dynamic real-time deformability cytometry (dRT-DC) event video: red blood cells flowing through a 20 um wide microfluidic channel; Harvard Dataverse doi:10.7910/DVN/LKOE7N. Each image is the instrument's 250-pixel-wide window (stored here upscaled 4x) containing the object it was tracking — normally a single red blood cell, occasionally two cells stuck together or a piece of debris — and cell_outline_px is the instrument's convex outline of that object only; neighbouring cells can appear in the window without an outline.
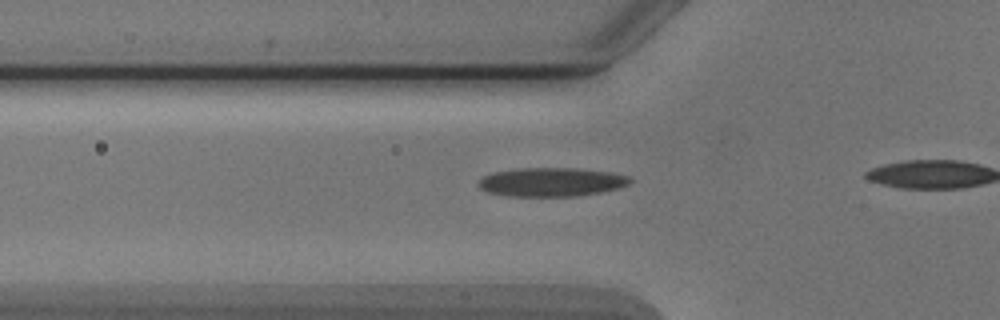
{"species": "Egyptian fruit bat (a non-hibernating species)", "species_latin": "Rousettus aegyptiacus", "temperature_condition": "cold", "stored_images_in_passage": 9, "camera_frame_rate_fps": 3000, "um_per_image_px": 0.085, "animal": {"sex": "male"}, "frame": {"image": 1, "passage_image": 9, "time_ms": 10.333, "image_size_px": [1000, 320], "cell_outline_px": [[632, 180], [628, 184], [620, 188], [600, 192], [576, 196], [508, 196], [488, 192], [480, 188], [480, 180], [484, 176], [496, 172], [520, 168], [576, 168], [612, 172], [628, 176]], "centroid_in_image_um": [46.92, 15.47], "position_along_channel_um": 78.9, "area_um2": 25.26}}